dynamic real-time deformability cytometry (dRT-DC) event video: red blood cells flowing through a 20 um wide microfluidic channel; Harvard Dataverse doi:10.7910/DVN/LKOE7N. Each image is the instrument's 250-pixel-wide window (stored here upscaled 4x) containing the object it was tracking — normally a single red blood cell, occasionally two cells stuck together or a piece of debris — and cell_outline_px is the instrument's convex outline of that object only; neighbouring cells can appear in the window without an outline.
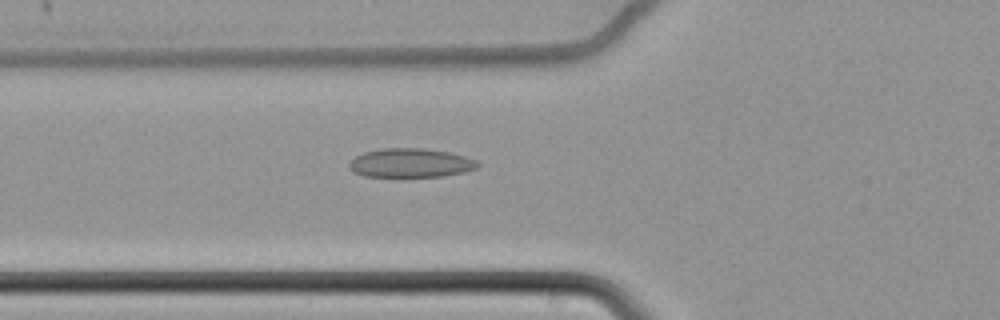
{"species": "common noctule bat (a hibernating species)", "species_latin": "Nyctalus noctula", "temperature_condition": "cold", "stored_images_in_passage": 46, "camera_frame_rate_fps": 3000, "um_per_image_px": 0.085, "animal": {"sex": "female", "body_mass_g": 22.7, "forearm_length_mm": 54.2}, "frame": {"image": 1, "passage_image": 9, "time_ms": 2.667, "image_size_px": [1000, 320], "cell_outline_px": [[480, 164], [476, 168], [464, 172], [444, 176], [364, 176], [352, 172], [348, 168], [348, 164], [356, 156], [364, 152], [384, 148], [420, 148], [448, 152], [464, 156], [476, 160]], "centroid_in_image_um": [34.88, 13.85], "position_along_channel_um": 90.9, "area_um2": 21.56}}
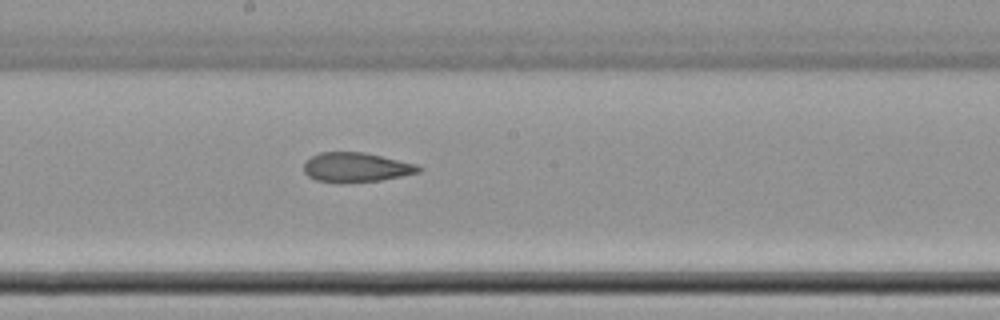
{"frame": {"image": 2, "passage_image": 20, "time_ms": 6.333, "image_size_px": [1000, 320], "cell_outline_px": [[424, 168], [420, 172], [380, 180], [340, 184], [316, 180], [308, 176], [304, 172], [304, 164], [312, 156], [320, 152], [364, 152], [416, 164]], "centroid_in_image_um": [30.26, 14.24], "position_along_channel_um": 217.9, "area_um2": 19.83}}
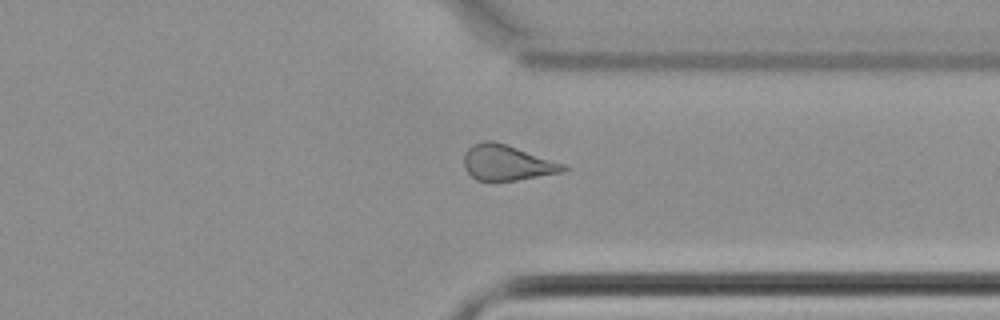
{"frame": {"image": 3, "passage_image": 33, "time_ms": 10.667, "image_size_px": [1000, 320], "cell_outline_px": [[572, 168], [564, 172], [516, 180], [476, 180], [464, 168], [464, 152], [472, 144], [484, 140], [492, 140], [508, 144], [568, 164]], "centroid_in_image_um": [43.16, 13.8], "position_along_channel_um": 368.2, "area_um2": 21.04}, "authors_computed_cell_mechanics": {"area_um2": 20.9814, "velocity_mm_per_s": 3.4627, "shape_relaxation_time_tau1_ms": null, "shape_relaxation_time_tau2_ms": 4.0993, "deformation_change_tau1": null, "deformation_change_tau2": 0.1078}}